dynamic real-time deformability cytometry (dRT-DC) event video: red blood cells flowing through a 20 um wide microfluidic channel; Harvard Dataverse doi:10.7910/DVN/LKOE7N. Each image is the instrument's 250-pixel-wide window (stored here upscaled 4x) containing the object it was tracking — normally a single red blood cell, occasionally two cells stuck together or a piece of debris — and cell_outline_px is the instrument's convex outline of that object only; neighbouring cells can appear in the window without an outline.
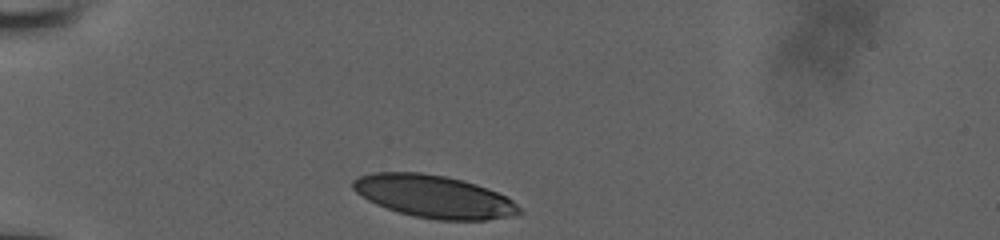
{"species": "human", "species_latin": "Homo sapiens", "temperature_condition": "room temperature", "stored_images_in_passage": 3, "camera_frame_rate_fps": 3000, "um_per_image_px": 0.085, "donor": {"sex": "male"}, "frame": {"image": 1, "passage_image": 1, "time_ms": 0.0, "image_size_px": [1000, 240], "cell_outline_px": [[524, 212], [508, 216], [484, 220], [436, 220], [412, 216], [376, 204], [368, 200], [356, 192], [352, 188], [352, 180], [360, 176], [372, 172], [420, 172], [444, 176], [464, 180], [488, 188], [508, 196]], "centroid_in_image_um": [36.89, 16.69], "position_along_channel_um": 48.1, "area_um2": 41.27}}
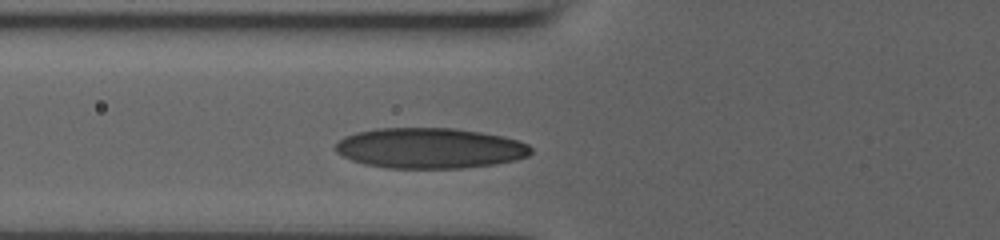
{"frame": {"image": 2, "passage_image": 3, "time_ms": 2.0, "image_size_px": [1000, 240], "cell_outline_px": [[532, 152], [528, 156], [516, 160], [496, 164], [464, 168], [388, 168], [364, 164], [352, 160], [336, 152], [332, 148], [336, 140], [344, 136], [356, 132], [376, 128], [456, 128], [504, 136], [528, 144], [532, 148]], "centroid_in_image_um": [36.5, 12.59], "position_along_channel_um": 89.3, "area_um2": 46.59}}